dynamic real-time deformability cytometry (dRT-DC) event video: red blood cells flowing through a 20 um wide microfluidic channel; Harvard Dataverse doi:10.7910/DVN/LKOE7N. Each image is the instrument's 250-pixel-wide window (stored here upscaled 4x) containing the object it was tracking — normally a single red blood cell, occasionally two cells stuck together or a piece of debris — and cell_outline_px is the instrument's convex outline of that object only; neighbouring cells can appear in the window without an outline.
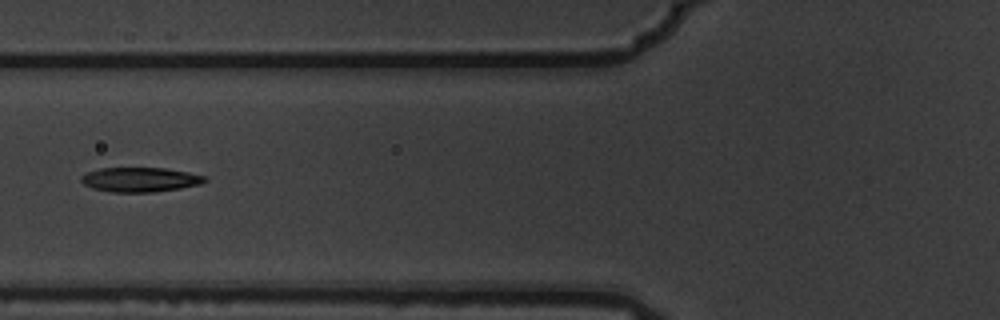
{"species": "common noctule bat (a hibernating species)", "species_latin": "Nyctalus noctula", "temperature_condition": "warm", "stored_images_in_passage": 5, "camera_frame_rate_fps": 3000, "um_per_image_px": 0.085, "animal": {"sex": "male", "body_mass_g": 19.5, "forearm_length_mm": 54.6}, "frame": {"image": 1, "passage_image": 5, "time_ms": 1.333, "image_size_px": [1000, 320], "cell_outline_px": [[208, 180], [200, 184], [180, 188], [152, 192], [112, 192], [92, 188], [84, 184], [80, 180], [80, 176], [88, 172], [100, 168], [164, 168], [188, 172], [204, 176]], "centroid_in_image_um": [11.89, 15.26], "position_along_channel_um": 113.9, "area_um2": 17.57}}